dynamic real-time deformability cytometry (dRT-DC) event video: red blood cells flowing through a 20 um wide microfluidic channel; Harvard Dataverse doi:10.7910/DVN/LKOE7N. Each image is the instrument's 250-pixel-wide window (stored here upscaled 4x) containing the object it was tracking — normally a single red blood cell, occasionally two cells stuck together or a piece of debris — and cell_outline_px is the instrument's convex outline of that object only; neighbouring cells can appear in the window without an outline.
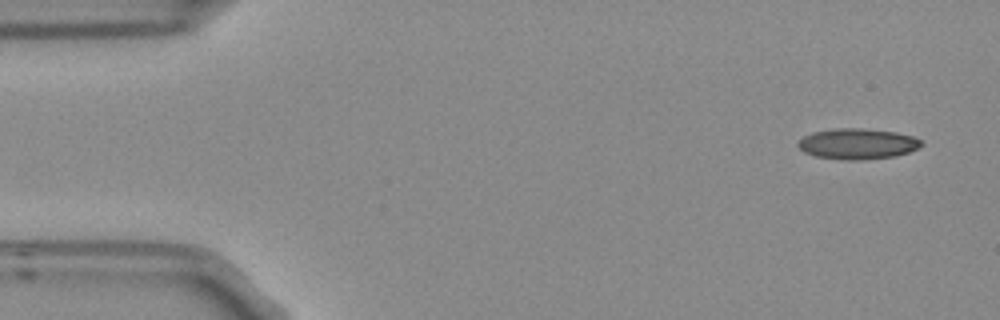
{"species": "Egyptian fruit bat (a non-hibernating species)", "species_latin": "Rousettus aegyptiacus", "temperature_condition": "room temperature", "stored_images_in_passage": 4, "camera_frame_rate_fps": 3000, "um_per_image_px": 0.085, "frame": {"image": 1, "passage_image": 1, "time_ms": 0.0, "image_size_px": [1000, 320], "cell_outline_px": [[924, 144], [908, 152], [896, 156], [860, 160], [848, 160], [816, 156], [804, 152], [796, 144], [804, 136], [812, 132], [832, 128], [864, 128], [896, 132], [912, 136], [920, 140]], "centroid_in_image_um": [72.87, 12.21], "position_along_channel_um": 12.1, "area_um2": 22.02}}
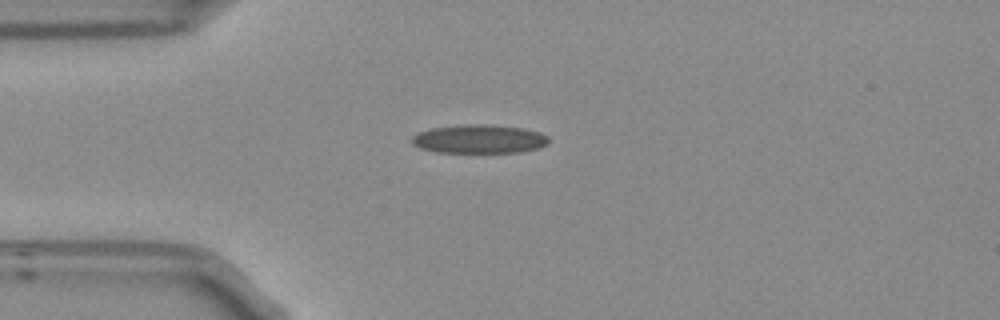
{"frame": {"image": 2, "passage_image": 4, "time_ms": 1.0, "image_size_px": [1000, 320], "cell_outline_px": [[548, 144], [540, 148], [520, 152], [436, 152], [420, 148], [412, 144], [412, 136], [420, 132], [432, 128], [464, 124], [488, 124], [524, 128], [540, 132], [548, 136]], "centroid_in_image_um": [40.76, 11.81], "position_along_channel_um": 44.2, "area_um2": 22.95}}